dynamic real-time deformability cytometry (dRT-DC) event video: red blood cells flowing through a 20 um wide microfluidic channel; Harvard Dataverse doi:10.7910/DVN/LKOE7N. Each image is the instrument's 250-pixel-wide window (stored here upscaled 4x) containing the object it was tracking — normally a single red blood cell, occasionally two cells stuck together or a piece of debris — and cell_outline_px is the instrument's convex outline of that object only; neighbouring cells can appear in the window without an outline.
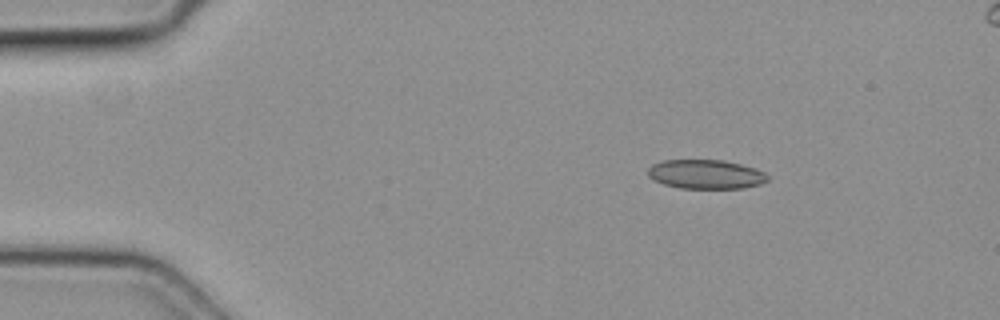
{"species": "common noctule bat (a hibernating species)", "species_latin": "Nyctalus noctula", "temperature_condition": "cold", "stored_images_in_passage": 3, "camera_frame_rate_fps": 3000, "um_per_image_px": 0.085, "animal": {"sex": "female", "body_mass_g": 19.3, "forearm_length_mm": 54.1}, "frame": {"image": 1, "passage_image": 3, "time_ms": 0.667, "image_size_px": [1000, 320], "cell_outline_px": [[768, 180], [760, 184], [744, 188], [680, 188], [664, 184], [648, 176], [648, 168], [652, 164], [664, 160], [724, 160], [756, 168], [764, 172], [768, 176]], "centroid_in_image_um": [60.01, 14.81], "position_along_channel_um": 25.0, "area_um2": 20.29}}